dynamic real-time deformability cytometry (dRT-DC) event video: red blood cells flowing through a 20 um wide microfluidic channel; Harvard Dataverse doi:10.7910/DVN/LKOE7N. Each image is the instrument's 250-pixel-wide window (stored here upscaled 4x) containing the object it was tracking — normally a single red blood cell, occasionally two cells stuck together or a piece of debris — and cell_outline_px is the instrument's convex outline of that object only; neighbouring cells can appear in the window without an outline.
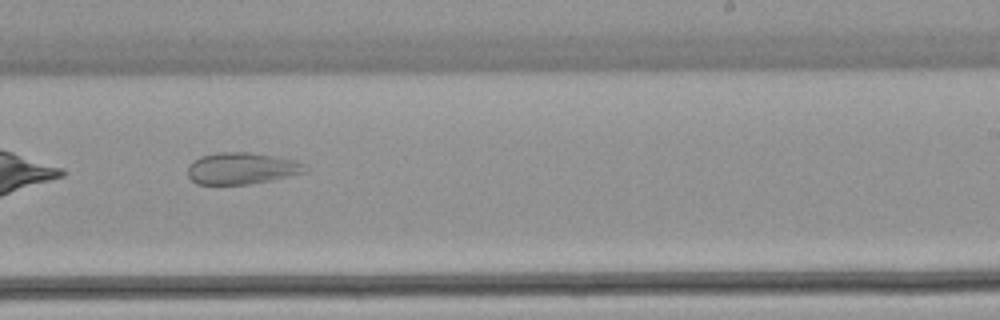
{"species": "common noctule bat (a hibernating species)", "species_latin": "Nyctalus noctula", "temperature_condition": "warm", "stored_images_in_passage": 19, "camera_frame_rate_fps": 3000, "um_per_image_px": 0.085, "animal": {"sex": "female", "body_mass_g": 22.7, "forearm_length_mm": 54.2}, "frame": {"image": 1, "passage_image": 16, "time_ms": 5.0, "image_size_px": [1000, 320], "cell_outline_px": [[308, 172], [272, 180], [248, 184], [196, 184], [188, 176], [188, 164], [192, 160], [200, 156], [216, 152], [248, 152], [296, 160], [304, 164], [308, 168]], "centroid_in_image_um": [20.54, 14.31], "position_along_channel_um": 268.5, "area_um2": 21.85}}